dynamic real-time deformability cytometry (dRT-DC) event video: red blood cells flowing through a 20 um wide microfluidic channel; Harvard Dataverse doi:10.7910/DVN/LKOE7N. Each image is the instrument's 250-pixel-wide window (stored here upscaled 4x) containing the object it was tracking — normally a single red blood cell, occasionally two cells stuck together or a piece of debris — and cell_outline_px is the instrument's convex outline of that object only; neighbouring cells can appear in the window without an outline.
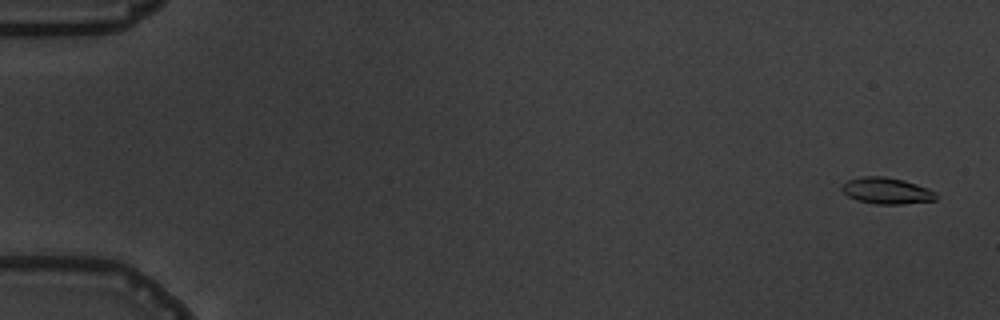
{"species": "common noctule bat (a hibernating species)", "species_latin": "Nyctalus noctula", "temperature_condition": "warm", "stored_images_in_passage": 7, "camera_frame_rate_fps": 3000, "um_per_image_px": 0.085, "animal": {"sex": "male", "body_mass_g": 19.5, "forearm_length_mm": 54.6}, "frame": {"image": 1, "passage_image": 1, "time_ms": 0.0, "image_size_px": [1000, 320], "cell_outline_px": [[936, 200], [900, 204], [876, 204], [856, 200], [848, 196], [840, 188], [848, 180], [860, 176], [884, 176], [904, 180], [928, 188], [936, 192]], "centroid_in_image_um": [75.36, 16.21], "position_along_channel_um": 9.6, "area_um2": 14.45}}
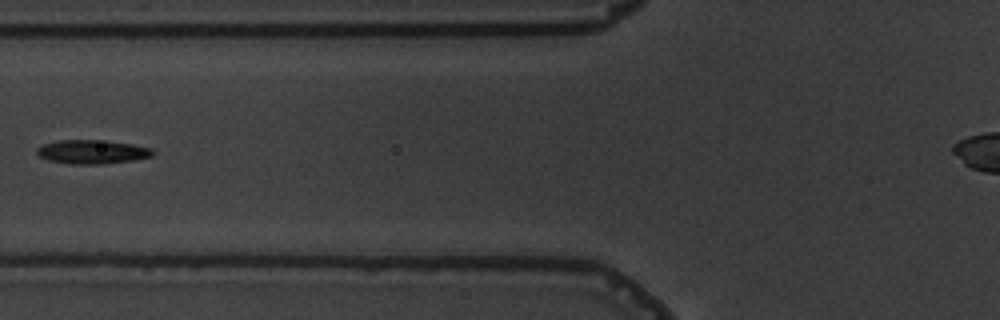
{"frame": {"image": 2, "passage_image": 7, "time_ms": 7.0, "image_size_px": [1000, 320], "cell_outline_px": [[156, 152], [152, 156], [132, 160], [100, 164], [68, 164], [48, 160], [36, 156], [36, 148], [40, 144], [56, 140], [108, 140], [132, 144], [152, 148]], "centroid_in_image_um": [7.78, 12.89], "position_along_channel_um": 118.0, "area_um2": 16.47}}